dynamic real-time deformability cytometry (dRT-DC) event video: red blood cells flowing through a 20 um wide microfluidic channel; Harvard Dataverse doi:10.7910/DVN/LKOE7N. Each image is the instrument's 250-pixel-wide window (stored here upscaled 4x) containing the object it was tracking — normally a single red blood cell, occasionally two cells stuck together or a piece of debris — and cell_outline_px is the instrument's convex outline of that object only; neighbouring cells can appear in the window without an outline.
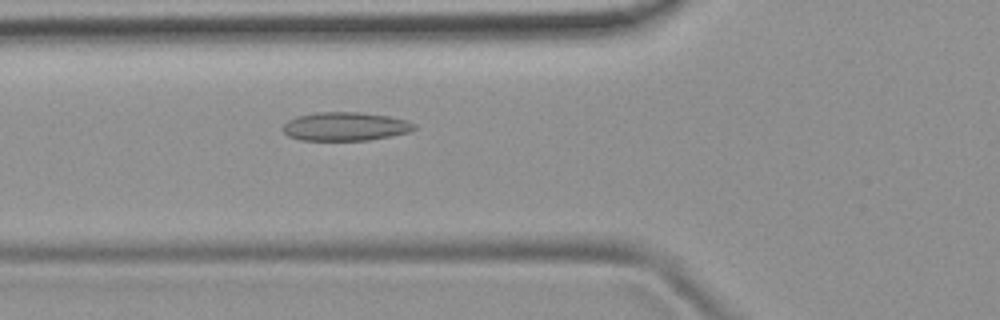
{"species": "common noctule bat (a hibernating species)", "species_latin": "Nyctalus noctula", "temperature_condition": "room temperature", "stored_images_in_passage": 51, "camera_frame_rate_fps": 3000, "um_per_image_px": 0.085, "animal": {"sex": "female", "body_mass_g": 19.9}, "frame": {"image": 1, "passage_image": 18, "time_ms": 5.667, "image_size_px": [1000, 320], "cell_outline_px": [[416, 128], [408, 132], [368, 140], [300, 140], [288, 136], [284, 132], [284, 124], [288, 120], [296, 116], [316, 112], [360, 112], [388, 116], [404, 120], [416, 124]], "centroid_in_image_um": [29.32, 10.74], "position_along_channel_um": 96.5, "area_um2": 21.73}}
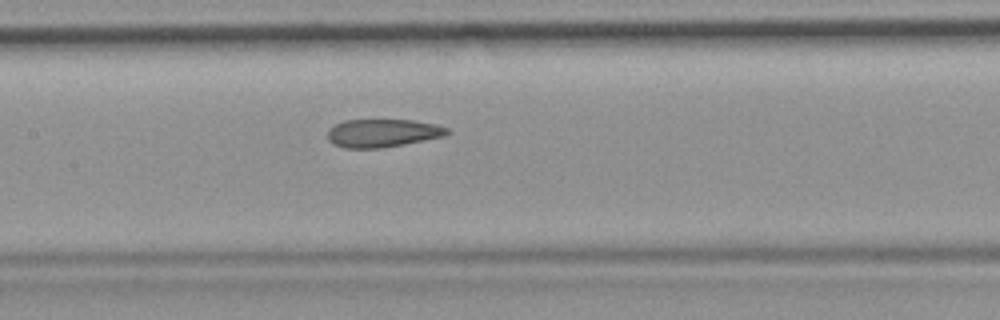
{"frame": {"image": 2, "passage_image": 24, "time_ms": 7.667, "image_size_px": [1000, 320], "cell_outline_px": [[452, 132], [444, 136], [384, 148], [344, 148], [332, 144], [328, 140], [328, 132], [336, 124], [344, 120], [412, 120], [436, 124], [448, 128]], "centroid_in_image_um": [32.54, 11.32], "position_along_channel_um": 174.9, "area_um2": 19.59}}
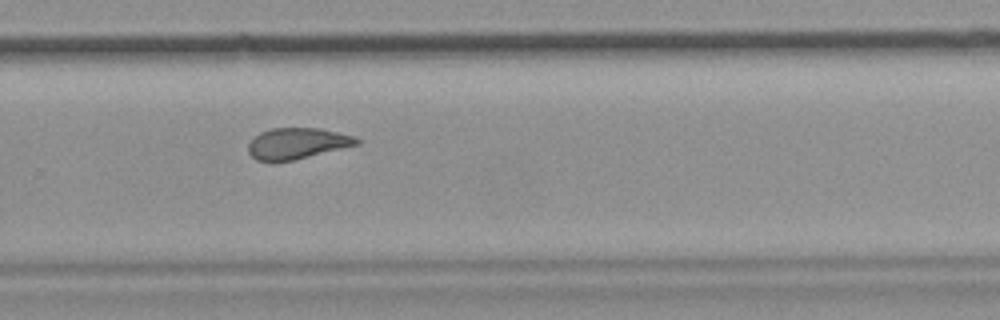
{"frame": {"image": 3, "passage_image": 34, "time_ms": 11.0, "image_size_px": [1000, 320], "cell_outline_px": [[360, 144], [292, 160], [256, 160], [248, 152], [248, 144], [260, 132], [272, 128], [320, 128], [352, 136], [360, 140]], "centroid_in_image_um": [25.25, 12.17], "position_along_channel_um": 304.5, "area_um2": 19.19}, "authors_computed_cell_mechanics": {"area_um2": 21.3282, "velocity_mm_per_s": 3.903, "shape_relaxation_time_tau1_ms": null, "shape_relaxation_time_tau2_ms": 2.0655, "deformation_change_tau1": null, "deformation_change_tau2": 0.0864}}